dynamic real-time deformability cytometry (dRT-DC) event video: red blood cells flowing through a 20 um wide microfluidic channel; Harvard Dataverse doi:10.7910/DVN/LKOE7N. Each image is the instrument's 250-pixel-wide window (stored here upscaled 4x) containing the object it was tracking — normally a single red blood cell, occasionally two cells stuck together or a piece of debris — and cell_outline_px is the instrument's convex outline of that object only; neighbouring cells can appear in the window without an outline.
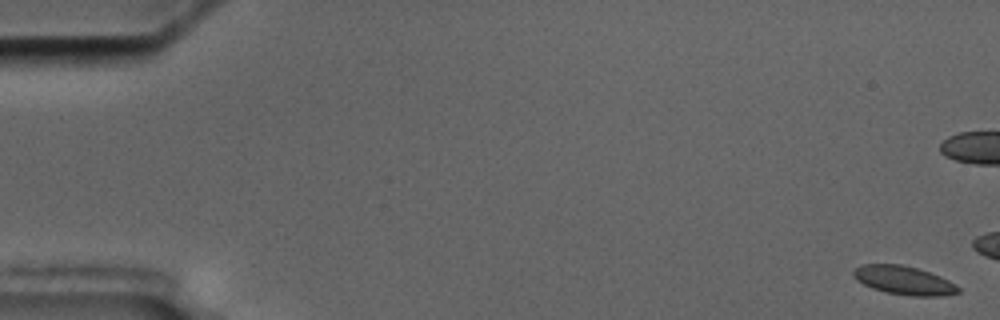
{"species": "common noctule bat (a hibernating species)", "species_latin": "Nyctalus noctula", "temperature_condition": "cold", "stored_images_in_passage": 4, "camera_frame_rate_fps": 3000, "um_per_image_px": 0.085, "animal": {"sex": "male", "body_mass_g": 17.5, "forearm_length_mm": 52.3}, "frame": {"image": 1, "passage_image": 1, "time_ms": 0.0, "image_size_px": [1000, 320], "cell_outline_px": [[960, 292], [944, 296], [912, 296], [884, 292], [872, 288], [856, 280], [852, 276], [852, 272], [860, 264], [900, 264], [916, 268], [940, 276], [956, 284], [960, 288]], "centroid_in_image_um": [76.82, 23.83], "position_along_channel_um": 8.2, "area_um2": 17.57}}